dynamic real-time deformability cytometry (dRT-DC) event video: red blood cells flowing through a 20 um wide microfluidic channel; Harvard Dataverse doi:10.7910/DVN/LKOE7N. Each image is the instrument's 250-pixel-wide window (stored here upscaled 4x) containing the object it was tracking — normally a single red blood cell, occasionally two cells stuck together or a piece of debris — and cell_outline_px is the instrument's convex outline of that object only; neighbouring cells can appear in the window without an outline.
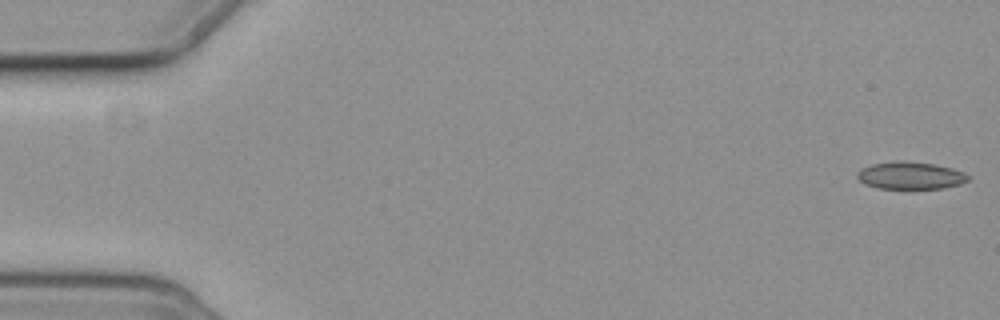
{"species": "common noctule bat (a hibernating species)", "species_latin": "Nyctalus noctula", "temperature_condition": "cold", "stored_images_in_passage": 3, "camera_frame_rate_fps": 3000, "um_per_image_px": 0.085, "animal": {"sex": "female", "body_mass_g": 19.3, "forearm_length_mm": 54.1}, "frame": {"image": 1, "passage_image": 1, "time_ms": 0.0, "image_size_px": [1000, 320], "cell_outline_px": [[968, 180], [960, 184], [944, 188], [880, 188], [864, 184], [856, 176], [856, 172], [860, 168], [872, 164], [896, 160], [904, 160], [936, 164], [952, 168], [964, 172], [968, 176]], "centroid_in_image_um": [77.36, 14.9], "position_along_channel_um": 7.6, "area_um2": 17.8}}